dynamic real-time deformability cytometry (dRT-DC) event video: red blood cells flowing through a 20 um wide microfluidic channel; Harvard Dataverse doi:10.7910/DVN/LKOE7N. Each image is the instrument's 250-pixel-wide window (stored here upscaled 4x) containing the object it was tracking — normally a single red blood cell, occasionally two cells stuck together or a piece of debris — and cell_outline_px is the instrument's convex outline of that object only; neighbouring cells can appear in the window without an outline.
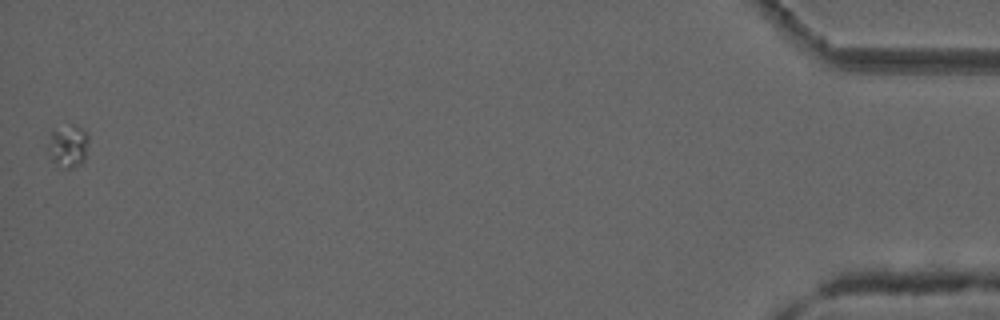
{"species": "common noctule bat (a hibernating species)", "species_latin": "Nyctalus noctula", "temperature_condition": "cold", "stored_images_in_passage": 57, "camera_frame_rate_fps": 3000, "um_per_image_px": 0.085, "animal": {"sex": "male", "forearm_length_mm": 52.5}, "frame": {"image": 1, "passage_image": 57, "time_ms": 18.667, "image_size_px": [1000, 320], "cell_outline_px": [[88, 140], [84, 160], [80, 164], [72, 168], [64, 168], [52, 160], [48, 148], [48, 144], [52, 128], [72, 124], [88, 132]], "centroid_in_image_um": [5.79, 12.37], "position_along_channel_um": 429.4, "area_um2": 10.06}}